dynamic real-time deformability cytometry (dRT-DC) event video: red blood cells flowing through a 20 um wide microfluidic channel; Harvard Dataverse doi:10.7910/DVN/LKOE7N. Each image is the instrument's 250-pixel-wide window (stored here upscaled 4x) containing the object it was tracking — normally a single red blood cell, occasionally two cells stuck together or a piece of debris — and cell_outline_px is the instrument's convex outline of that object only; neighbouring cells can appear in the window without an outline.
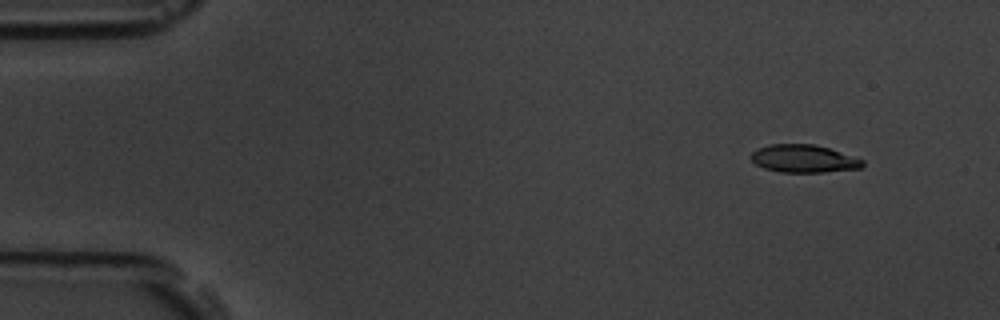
{"species": "common noctule bat (a hibernating species)", "species_latin": "Nyctalus noctula", "temperature_condition": "room temperature", "stored_images_in_passage": 5, "camera_frame_rate_fps": 3000, "um_per_image_px": 0.085, "animal": {"sex": "male", "body_mass_g": 19.5, "forearm_length_mm": 54.6}, "frame": {"image": 1, "passage_image": 2, "time_ms": 1.333, "image_size_px": [1000, 320], "cell_outline_px": [[864, 164], [860, 168], [824, 172], [780, 172], [764, 168], [756, 164], [748, 156], [752, 152], [768, 144], [816, 144], [864, 160]], "centroid_in_image_um": [68.29, 13.48], "position_along_channel_um": 16.7, "area_um2": 17.98}}
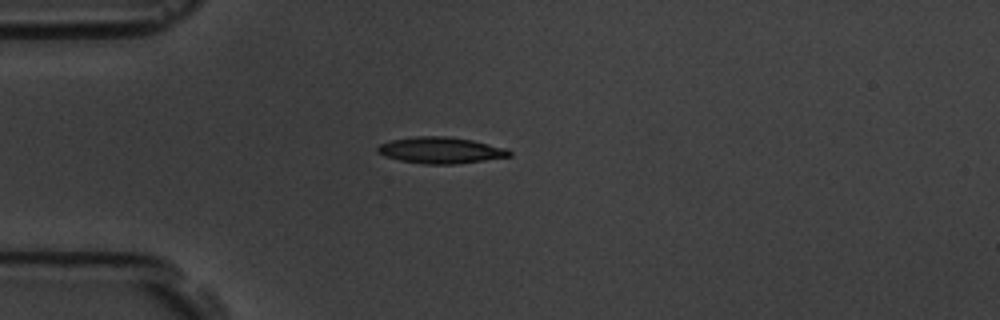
{"frame": {"image": 2, "passage_image": 5, "time_ms": 4.667, "image_size_px": [1000, 320], "cell_outline_px": [[512, 156], [456, 164], [424, 164], [400, 160], [384, 156], [376, 152], [376, 148], [380, 144], [388, 140], [416, 136], [448, 136], [472, 140], [508, 148], [512, 152]], "centroid_in_image_um": [37.45, 12.76], "position_along_channel_um": 47.6, "area_um2": 20.4}}